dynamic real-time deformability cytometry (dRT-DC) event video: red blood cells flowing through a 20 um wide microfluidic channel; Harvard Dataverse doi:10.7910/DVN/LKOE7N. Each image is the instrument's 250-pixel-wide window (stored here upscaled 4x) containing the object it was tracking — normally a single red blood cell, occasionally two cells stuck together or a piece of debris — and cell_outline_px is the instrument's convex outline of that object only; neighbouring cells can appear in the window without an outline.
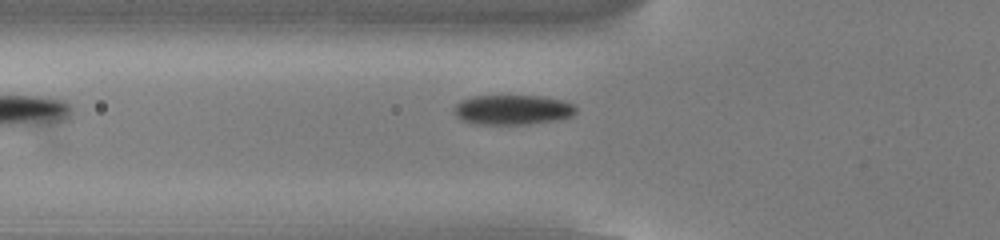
{"species": "common noctule bat (a hibernating species)", "species_latin": "Nyctalus noctula", "temperature_condition": "cold", "stored_images_in_passage": 43, "camera_frame_rate_fps": 3000, "um_per_image_px": 0.085, "animal": {"sex": "male", "body_mass_g": 13.0, "forearm_length_mm": 53.1}, "frame": {"image": 1, "passage_image": 4, "time_ms": 1.0, "image_size_px": [1000, 240], "cell_outline_px": [[576, 112], [572, 116], [560, 120], [528, 124], [472, 124], [460, 120], [452, 112], [456, 104], [460, 100], [472, 96], [540, 96], [564, 100], [572, 104], [576, 108]], "centroid_in_image_um": [43.54, 9.34], "position_along_channel_um": 82.3, "area_um2": 21.5}}
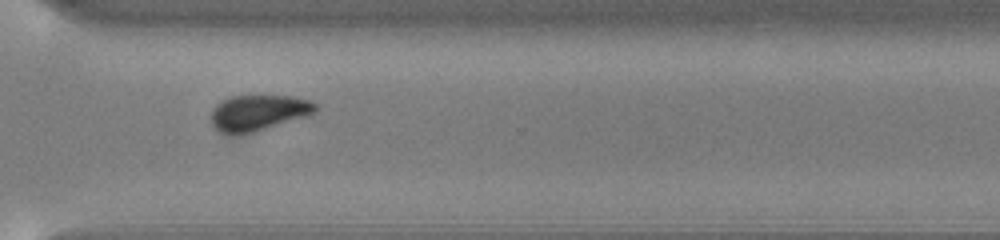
{"frame": {"image": 2, "passage_image": 25, "time_ms": 8.0, "image_size_px": [1000, 240], "cell_outline_px": [[316, 112], [308, 116], [240, 136], [224, 136], [212, 124], [212, 112], [216, 104], [220, 100], [232, 96], [292, 96], [312, 100], [316, 104]], "centroid_in_image_um": [21.94, 9.61], "position_along_channel_um": 348.7, "area_um2": 22.2}}